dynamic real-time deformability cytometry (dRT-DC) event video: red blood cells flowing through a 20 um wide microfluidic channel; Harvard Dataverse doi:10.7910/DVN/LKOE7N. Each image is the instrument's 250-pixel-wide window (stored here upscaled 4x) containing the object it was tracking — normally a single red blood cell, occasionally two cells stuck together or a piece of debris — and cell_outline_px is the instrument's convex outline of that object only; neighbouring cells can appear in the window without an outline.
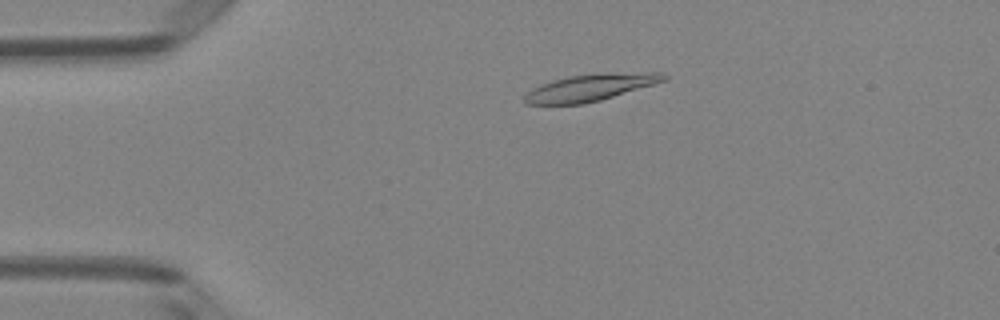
{"species": "Egyptian fruit bat (a non-hibernating species)", "species_latin": "Rousettus aegyptiacus", "temperature_condition": "room temperature", "stored_images_in_passage": 4, "camera_frame_rate_fps": 3000, "um_per_image_px": 0.085, "animal": {"sex": "female"}, "frame": {"image": 1, "passage_image": 3, "time_ms": 0.667, "image_size_px": [1000, 320], "cell_outline_px": [[668, 80], [600, 100], [584, 104], [524, 104], [524, 96], [532, 88], [540, 84], [552, 80], [572, 76], [604, 72], [664, 72], [668, 76]], "centroid_in_image_um": [50.22, 7.42], "position_along_channel_um": 34.8, "area_um2": 21.96}}